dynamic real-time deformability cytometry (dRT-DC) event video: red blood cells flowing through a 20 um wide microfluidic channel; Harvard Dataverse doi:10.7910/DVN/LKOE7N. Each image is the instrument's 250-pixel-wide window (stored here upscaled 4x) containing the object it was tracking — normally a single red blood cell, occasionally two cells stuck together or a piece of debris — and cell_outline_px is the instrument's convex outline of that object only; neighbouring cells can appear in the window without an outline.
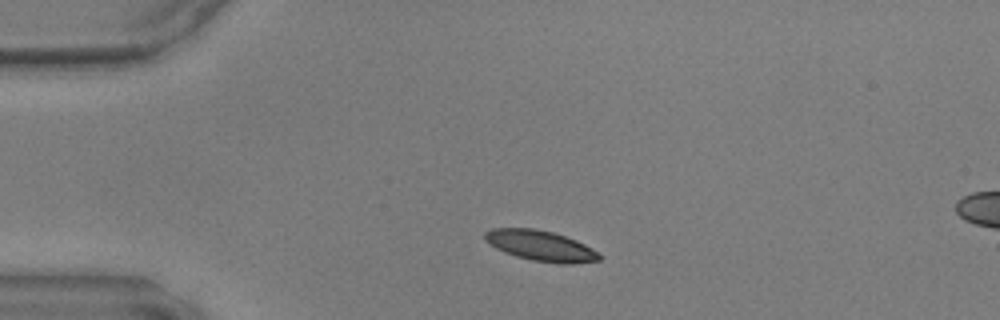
{"species": "common noctule bat (a hibernating species)", "species_latin": "Nyctalus noctula", "temperature_condition": "warm", "stored_images_in_passage": 38, "camera_frame_rate_fps": 3000, "um_per_image_px": 0.085, "animal": {"sex": "male", "body_mass_g": 17.9, "forearm_length_mm": 54.2}, "frame": {"image": 1, "passage_image": 1, "time_ms": 0.0, "image_size_px": [1000, 320], "cell_outline_px": [[600, 260], [572, 264], [560, 264], [532, 260], [516, 256], [504, 252], [496, 248], [484, 240], [484, 232], [492, 228], [532, 228], [552, 232], [576, 240], [600, 252]], "centroid_in_image_um": [45.95, 20.89], "position_along_channel_um": 39.1, "area_um2": 20.35}}
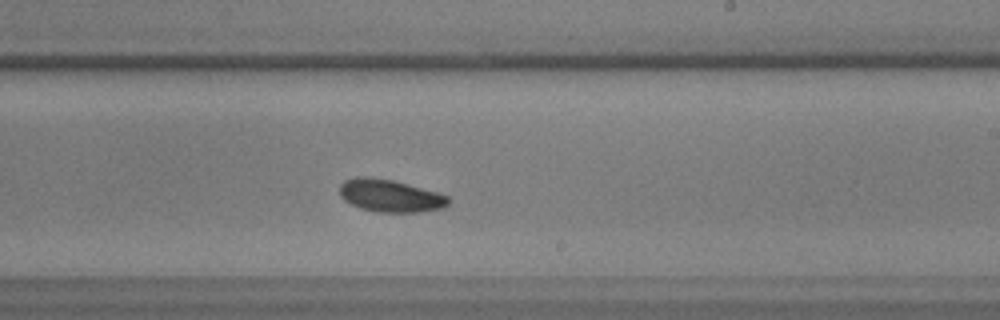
{"frame": {"image": 2, "passage_image": 19, "time_ms": 6.0, "image_size_px": [1000, 320], "cell_outline_px": [[452, 200], [444, 208], [420, 212], [376, 212], [360, 208], [344, 200], [340, 196], [340, 184], [344, 180], [356, 176], [368, 176], [392, 180], [436, 192], [448, 196]], "centroid_in_image_um": [33.15, 16.64], "position_along_channel_um": 255.8, "area_um2": 20.69}}
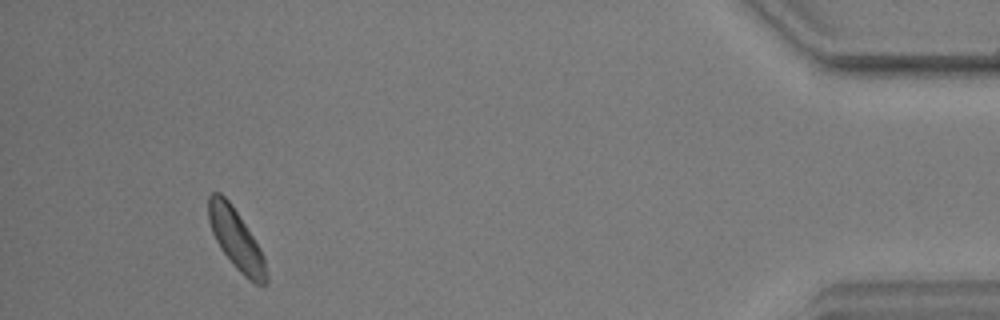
{"frame": {"image": 3, "passage_image": 35, "time_ms": 11.333, "image_size_px": [1000, 320], "cell_outline_px": [[268, 280], [264, 284], [256, 284], [248, 280], [232, 264], [220, 248], [212, 232], [208, 220], [208, 196], [212, 192], [220, 192], [228, 200], [260, 248], [264, 256], [268, 276]], "centroid_in_image_um": [20.06, 20.36], "position_along_channel_um": 415.1, "area_um2": 20.11}}